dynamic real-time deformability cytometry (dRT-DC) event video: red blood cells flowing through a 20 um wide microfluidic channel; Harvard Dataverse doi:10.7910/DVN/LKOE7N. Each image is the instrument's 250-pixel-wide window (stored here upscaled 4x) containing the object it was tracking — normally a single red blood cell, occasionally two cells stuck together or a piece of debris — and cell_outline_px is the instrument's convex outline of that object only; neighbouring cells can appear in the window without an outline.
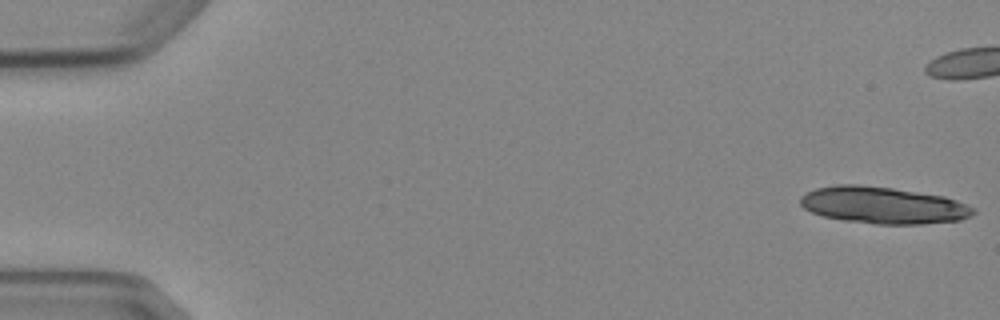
{"species": "Egyptian fruit bat (a non-hibernating species)", "species_latin": "Rousettus aegyptiacus", "temperature_condition": "cold", "stored_images_in_passage": 8, "camera_frame_rate_fps": 3000, "um_per_image_px": 0.085, "animal": {"sex": "female"}, "frame": {"image": 1, "passage_image": 1, "time_ms": 0.0, "image_size_px": [1000, 320], "cell_outline_px": [[976, 212], [972, 216], [960, 220], [920, 224], [876, 224], [844, 220], [824, 216], [812, 212], [804, 208], [800, 204], [800, 196], [816, 188], [836, 184], [860, 184], [892, 188], [944, 196], [956, 200], [976, 208]], "centroid_in_image_um": [75.08, 17.44], "position_along_channel_um": 9.9, "area_um2": 37.17}}
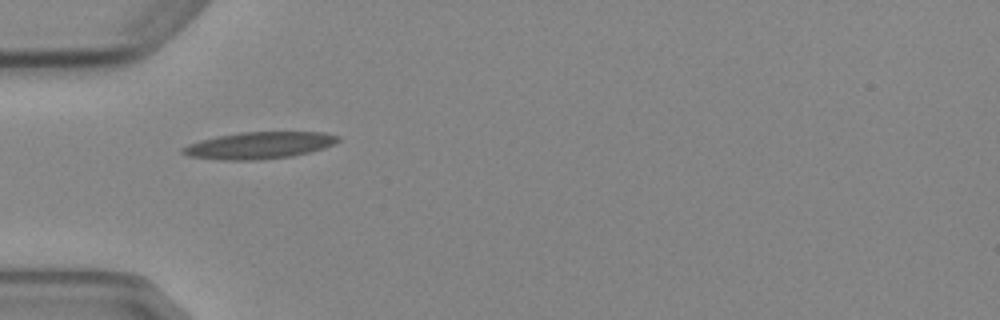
{"frame": {"image": 2, "passage_image": 6, "time_ms": 6.667, "image_size_px": [1000, 320], "cell_outline_px": [[340, 140], [324, 148], [292, 156], [260, 160], [220, 160], [188, 156], [180, 152], [180, 148], [188, 144], [200, 140], [216, 136], [240, 132], [324, 132], [340, 136]], "centroid_in_image_um": [21.99, 12.35], "position_along_channel_um": 63.0, "area_um2": 24.45}}
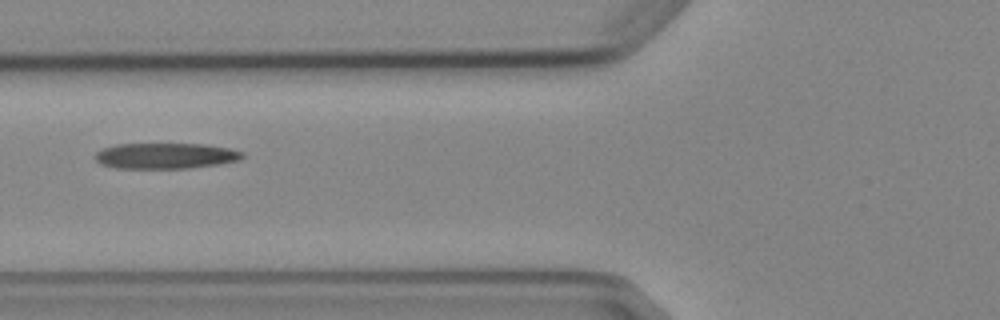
{"frame": {"image": 3, "passage_image": 7, "time_ms": 8.0, "image_size_px": [1000, 320], "cell_outline_px": [[244, 156], [240, 160], [220, 164], [188, 168], [116, 168], [100, 164], [92, 156], [96, 152], [104, 148], [116, 144], [204, 144], [228, 148], [244, 152]], "centroid_in_image_um": [14.06, 13.25], "position_along_channel_um": 111.7, "area_um2": 22.2}}